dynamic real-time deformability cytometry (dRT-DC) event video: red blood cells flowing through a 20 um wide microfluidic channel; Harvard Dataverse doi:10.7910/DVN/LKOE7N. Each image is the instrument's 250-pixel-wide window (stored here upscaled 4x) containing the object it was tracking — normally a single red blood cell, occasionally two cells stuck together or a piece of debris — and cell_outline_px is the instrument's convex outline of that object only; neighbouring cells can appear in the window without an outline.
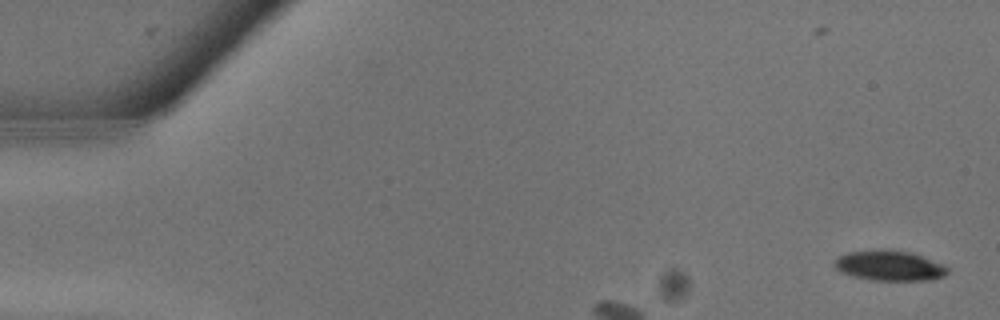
{"species": "common noctule bat (a hibernating species)", "species_latin": "Nyctalus noctula", "temperature_condition": "warm", "stored_images_in_passage": 2, "camera_frame_rate_fps": 3000, "um_per_image_px": 0.085, "animal": {"sex": "male", "body_mass_g": 13.3}, "frame": {"image": 1, "passage_image": 2, "time_ms": 0.333, "image_size_px": [1000, 320], "cell_outline_px": [[948, 272], [944, 276], [928, 280], [872, 280], [852, 276], [840, 272], [836, 268], [836, 260], [840, 256], [848, 252], [880, 248], [884, 248], [908, 252], [920, 256], [940, 264], [948, 268]], "centroid_in_image_um": [75.56, 22.57], "position_along_channel_um": 9.4, "area_um2": 19.65}}